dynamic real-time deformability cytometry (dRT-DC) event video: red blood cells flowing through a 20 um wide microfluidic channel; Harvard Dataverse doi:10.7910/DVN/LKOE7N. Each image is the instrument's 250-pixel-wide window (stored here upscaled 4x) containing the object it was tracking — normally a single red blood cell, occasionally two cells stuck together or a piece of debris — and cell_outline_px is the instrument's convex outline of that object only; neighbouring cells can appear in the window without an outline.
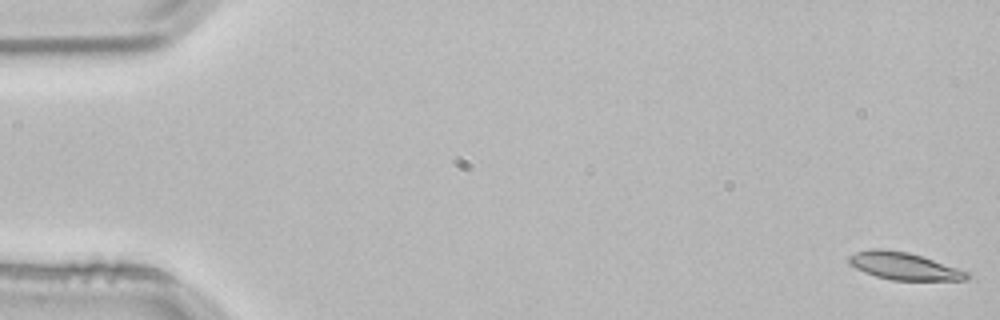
{"species": "common noctule bat (a hibernating species)", "species_latin": "Nyctalus noctula", "temperature_condition": "room temperature", "stored_images_in_passage": 3, "camera_frame_rate_fps": 3000, "um_per_image_px": 0.085, "animal": {"sex": "male", "body_mass_g": 21.5, "forearm_length_mm": 52.0}, "frame": {"image": 1, "passage_image": 1, "time_ms": 0.0, "image_size_px": [1000, 320], "cell_outline_px": [[972, 276], [968, 280], [892, 280], [876, 276], [864, 272], [848, 264], [848, 256], [856, 252], [872, 248], [880, 248], [908, 252], [968, 272]], "centroid_in_image_um": [76.8, 22.62], "position_along_channel_um": 8.2, "area_um2": 18.67}}
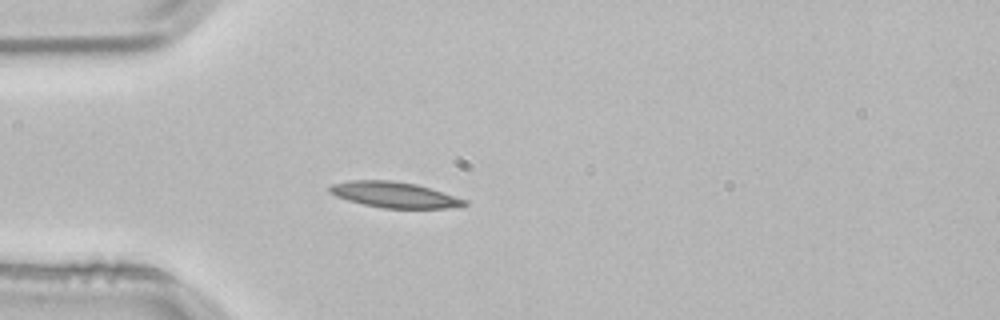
{"frame": {"image": 2, "passage_image": 3, "time_ms": 0.667, "image_size_px": [1000, 320], "cell_outline_px": [[468, 204], [448, 208], [380, 208], [348, 200], [336, 196], [328, 192], [328, 188], [332, 184], [352, 180], [392, 180], [416, 184], [468, 200]], "centroid_in_image_um": [33.5, 16.55], "position_along_channel_um": 51.5, "area_um2": 20.11}}